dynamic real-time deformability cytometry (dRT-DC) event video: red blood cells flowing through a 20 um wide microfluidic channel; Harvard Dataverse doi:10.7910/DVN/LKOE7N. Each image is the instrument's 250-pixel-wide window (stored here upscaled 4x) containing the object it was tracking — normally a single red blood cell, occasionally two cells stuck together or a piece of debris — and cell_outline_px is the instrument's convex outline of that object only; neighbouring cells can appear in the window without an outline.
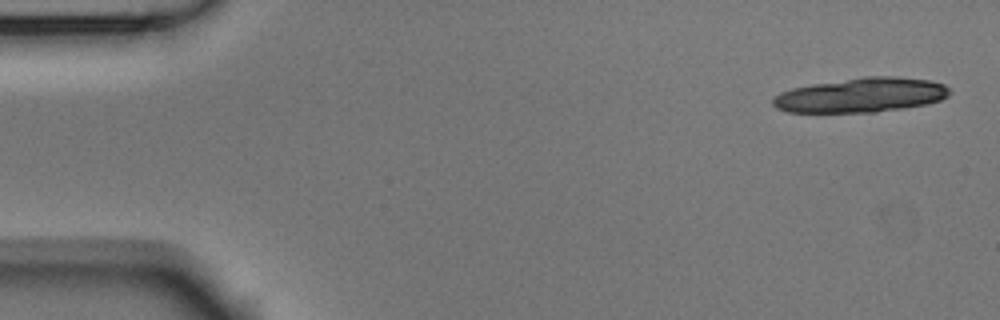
{"species": "Egyptian fruit bat (a non-hibernating species)", "species_latin": "Rousettus aegyptiacus", "temperature_condition": "room temperature", "stored_images_in_passage": 5, "camera_frame_rate_fps": 3000, "um_per_image_px": 0.085, "animal": {"sex": "male"}, "frame": {"image": 1, "passage_image": 1, "time_ms": 0.0, "image_size_px": [1000, 320], "cell_outline_px": [[952, 92], [948, 96], [940, 100], [924, 104], [876, 112], [788, 112], [776, 108], [772, 104], [772, 100], [780, 92], [792, 88], [812, 84], [864, 76], [896, 76], [928, 80], [944, 84]], "centroid_in_image_um": [73.18, 8.07], "position_along_channel_um": 11.8, "area_um2": 35.43}}